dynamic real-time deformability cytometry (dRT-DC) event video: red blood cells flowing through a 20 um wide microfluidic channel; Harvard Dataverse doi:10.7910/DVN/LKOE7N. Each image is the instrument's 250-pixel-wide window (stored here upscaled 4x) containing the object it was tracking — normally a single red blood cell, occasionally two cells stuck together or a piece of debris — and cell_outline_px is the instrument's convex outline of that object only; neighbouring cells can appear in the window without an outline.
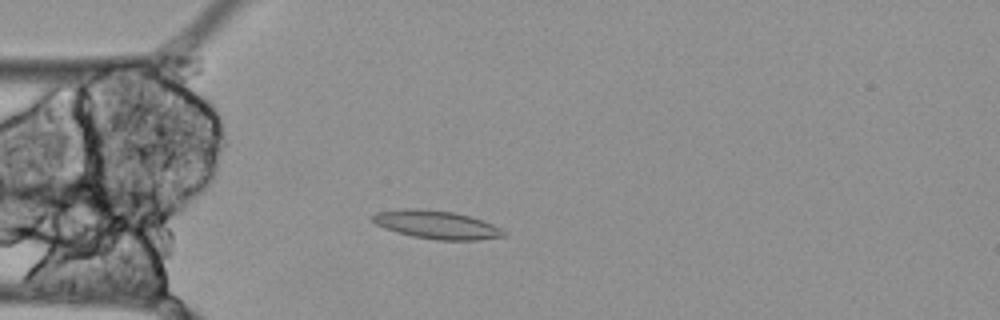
{"species": "Egyptian fruit bat (a non-hibernating species)", "species_latin": "Rousettus aegyptiacus", "temperature_condition": "cold", "stored_images_in_passage": 8, "camera_frame_rate_fps": 3000, "um_per_image_px": 0.085, "animal": {"sex": "female"}, "frame": {"image": 1, "passage_image": 4, "time_ms": 1.0, "image_size_px": [1000, 320], "cell_outline_px": [[508, 232], [504, 236], [476, 240], [436, 240], [412, 236], [384, 228], [368, 220], [368, 216], [376, 212], [404, 208], [420, 208], [452, 212], [468, 216], [492, 224]], "centroid_in_image_um": [37.03, 19.09], "position_along_channel_um": 48.0, "area_um2": 21.68}}
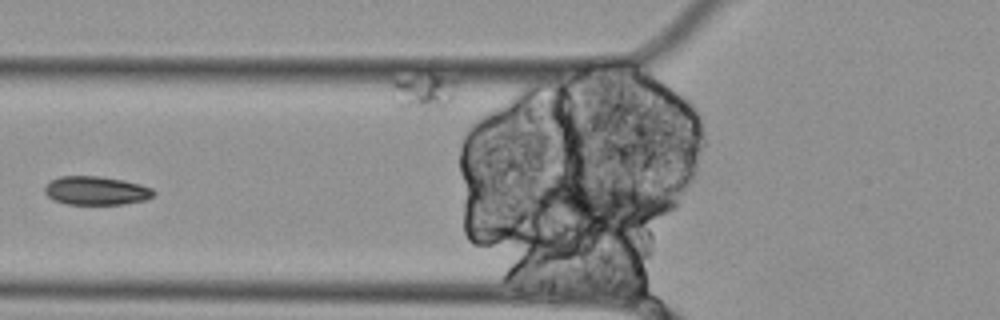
{"frame": {"image": 2, "passage_image": 7, "time_ms": 2.0, "image_size_px": [1000, 320], "cell_outline_px": [[156, 192], [152, 196], [144, 200], [124, 204], [68, 204], [52, 200], [44, 192], [44, 188], [52, 180], [60, 176], [100, 176], [124, 180], [140, 184], [152, 188]], "centroid_in_image_um": [8.17, 16.2], "position_along_channel_um": 117.6, "area_um2": 18.15}}